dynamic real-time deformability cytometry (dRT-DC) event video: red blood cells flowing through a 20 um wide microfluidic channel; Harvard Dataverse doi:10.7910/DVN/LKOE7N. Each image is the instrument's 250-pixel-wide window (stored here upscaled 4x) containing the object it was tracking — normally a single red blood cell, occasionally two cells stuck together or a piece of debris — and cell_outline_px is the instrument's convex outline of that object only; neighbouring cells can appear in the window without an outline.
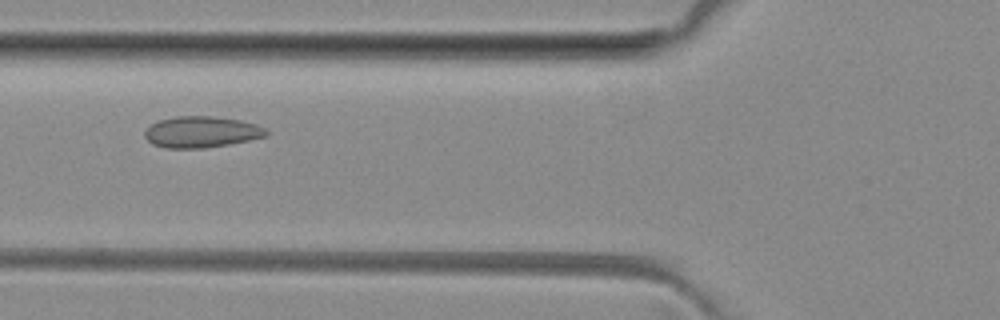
{"species": "common noctule bat (a hibernating species)", "species_latin": "Nyctalus noctula", "temperature_condition": "room temperature", "stored_images_in_passage": 3, "camera_frame_rate_fps": 3000, "um_per_image_px": 0.085, "animal": {"sex": "female", "body_mass_g": 29.2, "forearm_length_mm": 56.3}, "frame": {"image": 1, "passage_image": 3, "time_ms": 2.333, "image_size_px": [1000, 320], "cell_outline_px": [[268, 136], [228, 144], [204, 148], [164, 148], [152, 144], [144, 136], [144, 132], [152, 124], [160, 120], [176, 116], [212, 116], [240, 120], [256, 124], [264, 128], [268, 132]], "centroid_in_image_um": [17.12, 11.22], "position_along_channel_um": 108.7, "area_um2": 22.02}}